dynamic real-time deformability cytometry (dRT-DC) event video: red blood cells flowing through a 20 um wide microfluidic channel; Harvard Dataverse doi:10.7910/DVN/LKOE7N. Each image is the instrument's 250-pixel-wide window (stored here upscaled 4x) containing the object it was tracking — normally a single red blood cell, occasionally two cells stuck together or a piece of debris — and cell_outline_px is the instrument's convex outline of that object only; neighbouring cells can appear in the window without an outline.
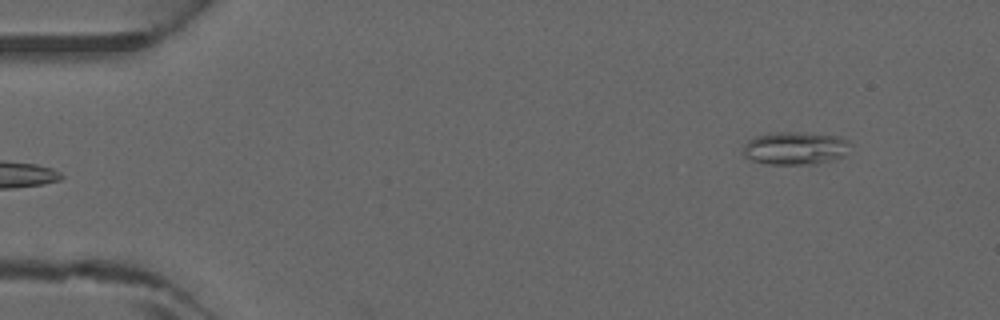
{"species": "common noctule bat (a hibernating species)", "species_latin": "Nyctalus noctula", "temperature_condition": "warm", "stored_images_in_passage": 3, "camera_frame_rate_fps": 3000, "um_per_image_px": 0.085, "animal": {"sex": "male", "forearm_length_mm": 52.5}, "frame": {"image": 1, "passage_image": 3, "time_ms": 0.667, "image_size_px": [1000, 320], "cell_outline_px": [[852, 144], [844, 156], [832, 160], [816, 164], [768, 164], [752, 160], [744, 156], [744, 144], [748, 140], [756, 136], [776, 132], [796, 132], [840, 136], [848, 140]], "centroid_in_image_um": [67.63, 12.6], "position_along_channel_um": 17.4, "area_um2": 20.63}}